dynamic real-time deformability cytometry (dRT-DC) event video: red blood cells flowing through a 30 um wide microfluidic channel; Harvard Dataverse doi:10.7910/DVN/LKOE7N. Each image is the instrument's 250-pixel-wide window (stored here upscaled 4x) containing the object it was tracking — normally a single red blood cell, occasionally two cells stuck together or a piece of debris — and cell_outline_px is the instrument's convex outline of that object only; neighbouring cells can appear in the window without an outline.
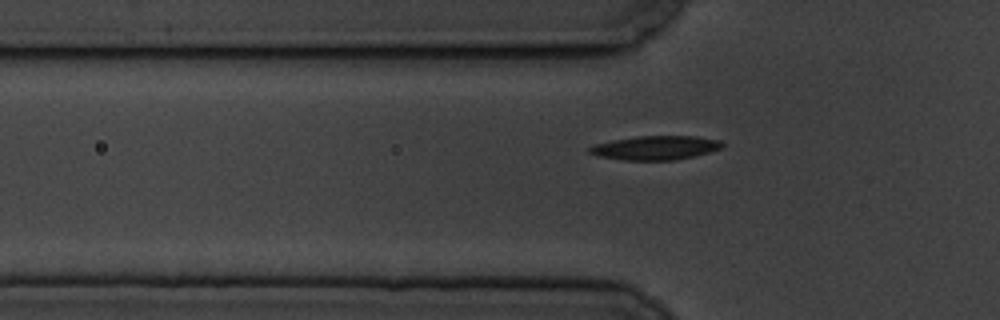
{"species": "common noctule bat (a hibernating species)", "species_latin": "Nyctalus noctula", "temperature_condition": "cold", "stored_images_in_passage": 39, "camera_frame_rate_fps": 3000, "um_per_image_px": 0.085, "animal": {"sex": "male", "body_mass_g": 19.5, "forearm_length_mm": 54.6}, "frame": {"image": 1, "passage_image": 6, "time_ms": 1.667, "image_size_px": [1000, 320], "cell_outline_px": [[724, 144], [720, 148], [708, 152], [676, 160], [624, 160], [600, 156], [588, 152], [588, 148], [592, 144], [612, 140], [636, 136], [696, 136], [720, 140]], "centroid_in_image_um": [55.68, 12.55], "position_along_channel_um": 70.1, "area_um2": 18.5}}
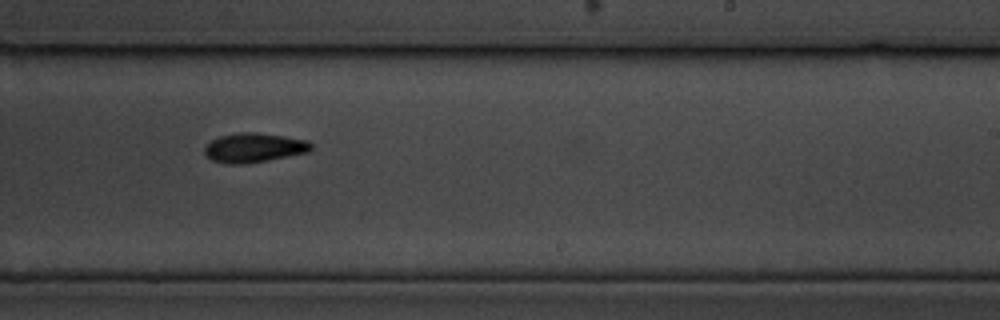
{"frame": {"image": 2, "passage_image": 23, "time_ms": 7.333, "image_size_px": [1000, 320], "cell_outline_px": [[312, 148], [308, 152], [268, 160], [244, 164], [228, 164], [212, 160], [204, 152], [204, 148], [212, 140], [220, 136], [240, 132], [256, 132], [284, 136], [308, 140], [312, 144]], "centroid_in_image_um": [21.6, 12.55], "position_along_channel_um": 267.4, "area_um2": 18.15}}
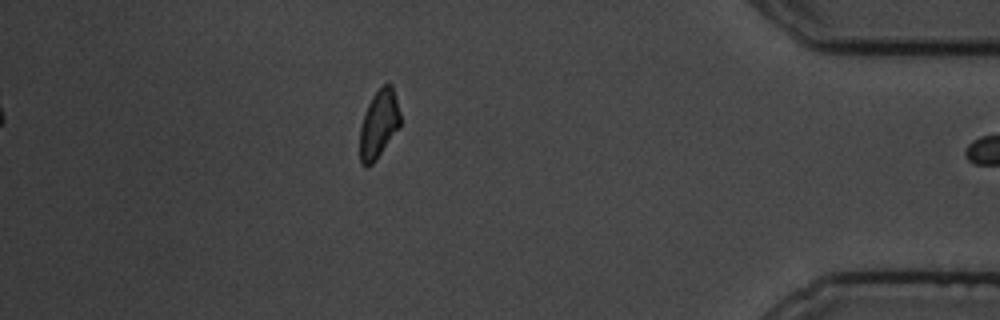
{"frame": {"image": 3, "passage_image": 38, "time_ms": 12.333, "image_size_px": [1000, 320], "cell_outline_px": [[400, 124], [376, 160], [368, 168], [364, 168], [360, 164], [360, 128], [368, 104], [372, 96], [384, 84], [392, 84], [400, 112]], "centroid_in_image_um": [32.18, 10.58], "position_along_channel_um": 403.0, "area_um2": 15.84}}